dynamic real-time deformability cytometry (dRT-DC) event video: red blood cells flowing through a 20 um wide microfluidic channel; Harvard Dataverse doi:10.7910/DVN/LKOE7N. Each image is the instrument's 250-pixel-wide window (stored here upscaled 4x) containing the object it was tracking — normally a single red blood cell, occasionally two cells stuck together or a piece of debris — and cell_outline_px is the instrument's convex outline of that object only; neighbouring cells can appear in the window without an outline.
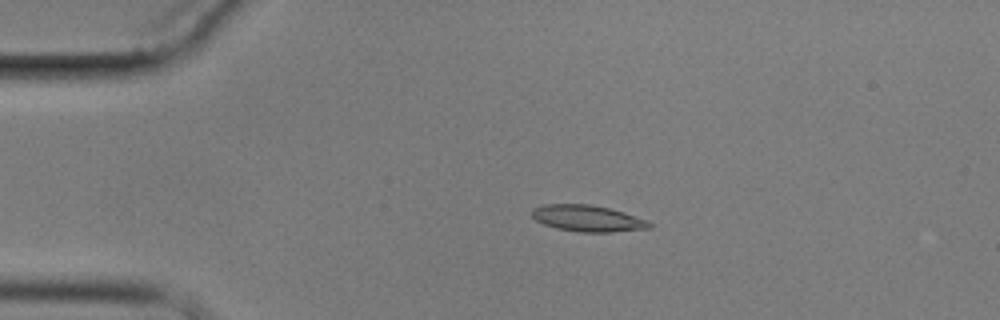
{"species": "common noctule bat (a hibernating species)", "species_latin": "Nyctalus noctula", "temperature_condition": "cold", "stored_images_in_passage": 6, "camera_frame_rate_fps": 3000, "um_per_image_px": 0.085, "animal": {"sex": "male", "body_mass_g": 17.9}, "frame": {"image": 1, "passage_image": 4, "time_ms": 3.333, "image_size_px": [1000, 320], "cell_outline_px": [[652, 228], [612, 232], [576, 232], [556, 228], [544, 224], [536, 220], [532, 216], [532, 208], [544, 204], [588, 204], [608, 208], [624, 212], [648, 220], [652, 224]], "centroid_in_image_um": [49.96, 18.57], "position_along_channel_um": 35.0, "area_um2": 18.15}}
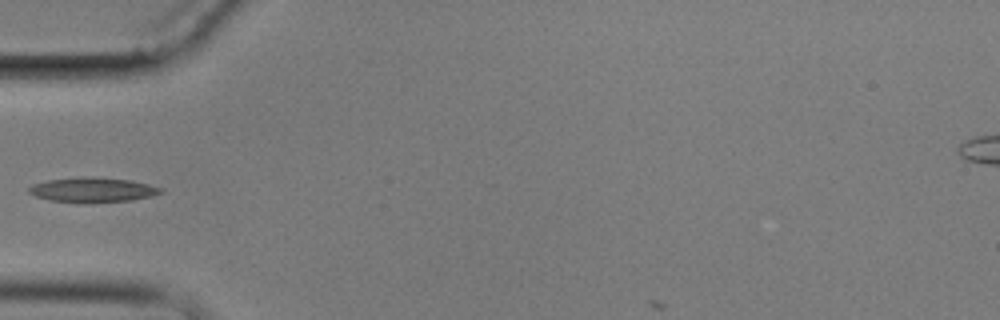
{"frame": {"image": 2, "passage_image": 6, "time_ms": 5.667, "image_size_px": [1000, 320], "cell_outline_px": [[164, 192], [152, 196], [132, 200], [80, 204], [48, 200], [36, 196], [28, 192], [28, 188], [32, 184], [48, 180], [80, 176], [88, 176], [132, 180], [164, 188]], "centroid_in_image_um": [7.88, 16.14], "position_along_channel_um": 77.1, "area_um2": 19.54}}